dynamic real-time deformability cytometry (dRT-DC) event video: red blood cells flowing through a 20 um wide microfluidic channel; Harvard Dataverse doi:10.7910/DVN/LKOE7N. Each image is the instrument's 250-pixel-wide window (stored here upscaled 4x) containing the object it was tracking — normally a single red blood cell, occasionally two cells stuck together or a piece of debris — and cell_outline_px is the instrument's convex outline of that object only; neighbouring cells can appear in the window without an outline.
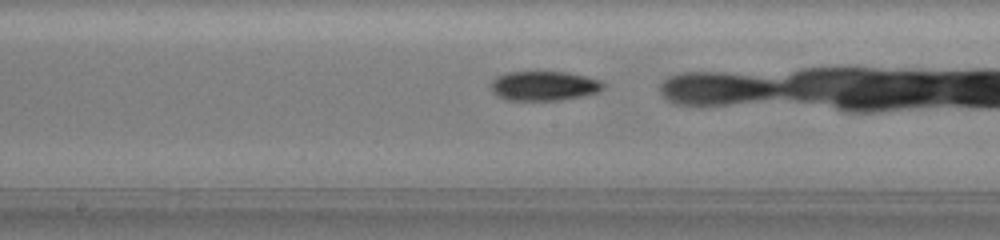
{"species": "common noctule bat (a hibernating species)", "species_latin": "Nyctalus noctula", "temperature_condition": "warm", "stored_images_in_passage": 27, "camera_frame_rate_fps": 3000, "um_per_image_px": 0.085, "animal": {"sex": "female", "body_mass_g": 19.5, "forearm_length_mm": 54.1}, "frame": {"image": 1, "passage_image": 19, "time_ms": 9.333, "image_size_px": [1000, 240], "cell_outline_px": [[604, 88], [600, 92], [584, 96], [560, 100], [504, 100], [496, 96], [492, 92], [492, 80], [496, 76], [504, 72], [564, 72], [584, 76], [600, 80], [604, 84]], "centroid_in_image_um": [46.22, 7.31], "position_along_channel_um": 202.0, "area_um2": 19.48}}